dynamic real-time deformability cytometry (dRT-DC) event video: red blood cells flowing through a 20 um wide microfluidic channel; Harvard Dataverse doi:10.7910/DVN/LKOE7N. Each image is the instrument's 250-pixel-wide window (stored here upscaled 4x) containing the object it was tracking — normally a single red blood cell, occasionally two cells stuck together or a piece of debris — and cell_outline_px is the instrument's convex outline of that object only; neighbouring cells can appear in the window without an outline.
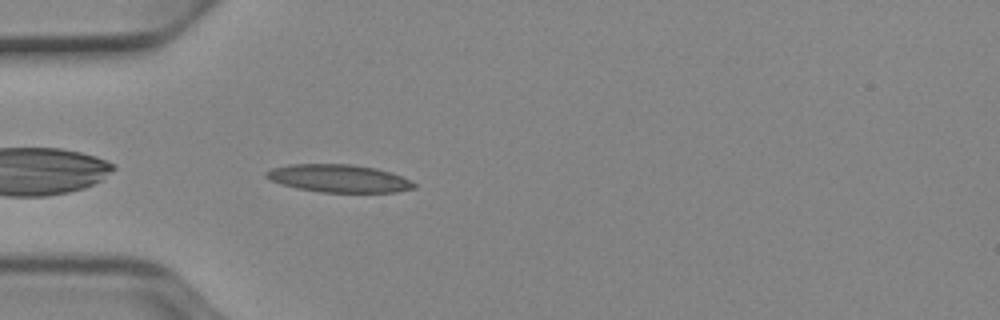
{"species": "Egyptian fruit bat (a non-hibernating species)", "species_latin": "Rousettus aegyptiacus", "temperature_condition": "cold", "stored_images_in_passage": 38, "camera_frame_rate_fps": 3000, "um_per_image_px": 0.085, "animal": {"sex": "female"}, "frame": {"image": 1, "passage_image": 2, "time_ms": 0.333, "image_size_px": [1000, 320], "cell_outline_px": [[416, 188], [396, 192], [320, 192], [296, 188], [280, 184], [264, 176], [264, 172], [272, 168], [288, 164], [352, 164], [376, 168], [392, 172], [416, 184]], "centroid_in_image_um": [28.77, 15.16], "position_along_channel_um": 56.2, "area_um2": 23.99}}
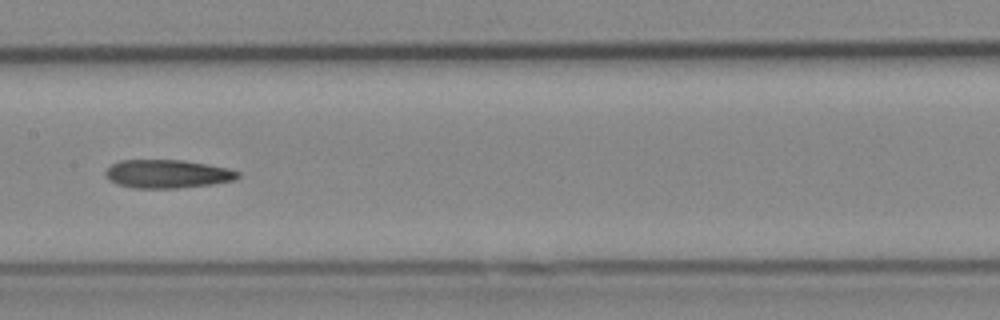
{"frame": {"image": 2, "passage_image": 13, "time_ms": 4.0, "image_size_px": [1000, 320], "cell_outline_px": [[240, 176], [236, 180], [212, 184], [176, 188], [132, 188], [116, 184], [108, 180], [104, 172], [112, 164], [120, 160], [184, 160], [228, 168], [240, 172]], "centroid_in_image_um": [14.22, 14.78], "position_along_channel_um": 193.2, "area_um2": 22.02}}
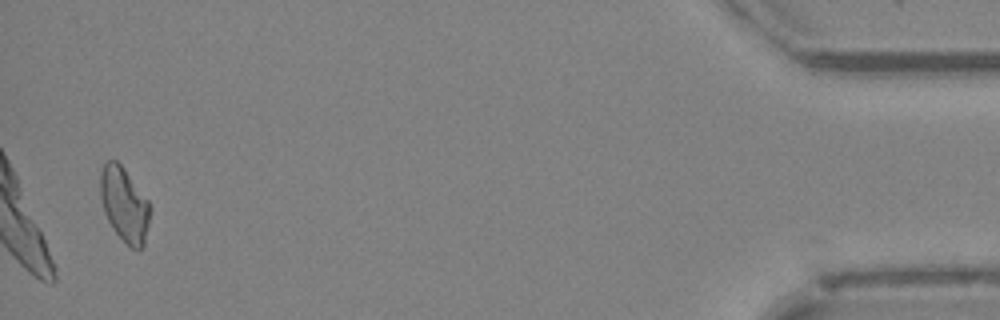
{"frame": {"image": 3, "passage_image": 37, "time_ms": 12.0, "image_size_px": [1000, 320], "cell_outline_px": [[152, 208], [144, 248], [132, 248], [112, 228], [104, 212], [100, 196], [100, 172], [104, 164], [108, 160], [116, 160], [120, 164], [148, 200]], "centroid_in_image_um": [10.58, 17.39], "position_along_channel_um": 424.6, "area_um2": 21.5}, "authors_computed_cell_mechanics": {"area_um2": 21.8195, "velocity_mm_per_s": 3.9131, "shape_relaxation_time_tau1_ms": 11.1803, "shape_relaxation_time_tau2_ms": 7.409, "deformation_change_tau1": 0.2569, "deformation_change_tau2": 0.1918}}